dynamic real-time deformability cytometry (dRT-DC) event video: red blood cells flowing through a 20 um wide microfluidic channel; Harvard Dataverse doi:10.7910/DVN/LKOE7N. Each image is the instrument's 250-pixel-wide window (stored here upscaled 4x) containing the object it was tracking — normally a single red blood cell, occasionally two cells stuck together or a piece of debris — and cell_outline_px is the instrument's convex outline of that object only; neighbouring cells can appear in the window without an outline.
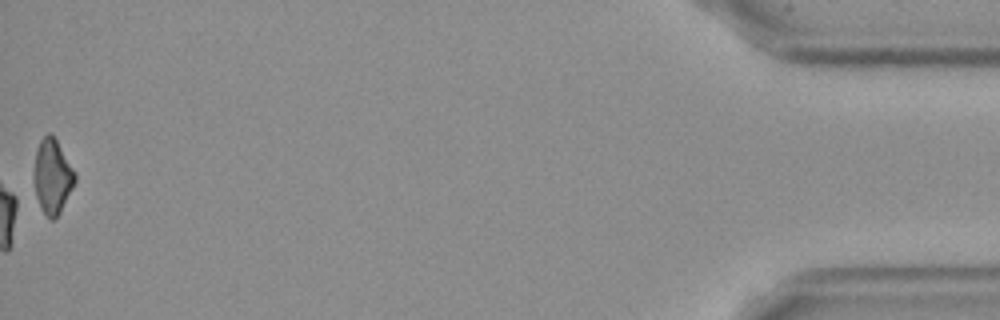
{"species": "Egyptian fruit bat (a non-hibernating species)", "species_latin": "Rousettus aegyptiacus", "temperature_condition": "cold", "stored_images_in_passage": 57, "camera_frame_rate_fps": 3000, "um_per_image_px": 0.085, "frame": {"image": 1, "passage_image": 57, "time_ms": 18.667, "image_size_px": [1000, 320], "cell_outline_px": [[76, 180], [60, 212], [52, 220], [44, 212], [32, 196], [36, 152], [40, 140], [48, 132], [56, 140], [76, 172]], "centroid_in_image_um": [4.43, 15.02], "position_along_channel_um": 430.8, "area_um2": 17.8}, "authors_computed_cell_mechanics": {"area_um2": 23.2934, "velocity_mm_per_s": 3.6171, "shape_relaxation_time_tau1_ms": 10.973, "shape_relaxation_time_tau2_ms": 4.6082, "deformation_change_tau1": 0.2033, "deformation_change_tau2": 0.1122}}